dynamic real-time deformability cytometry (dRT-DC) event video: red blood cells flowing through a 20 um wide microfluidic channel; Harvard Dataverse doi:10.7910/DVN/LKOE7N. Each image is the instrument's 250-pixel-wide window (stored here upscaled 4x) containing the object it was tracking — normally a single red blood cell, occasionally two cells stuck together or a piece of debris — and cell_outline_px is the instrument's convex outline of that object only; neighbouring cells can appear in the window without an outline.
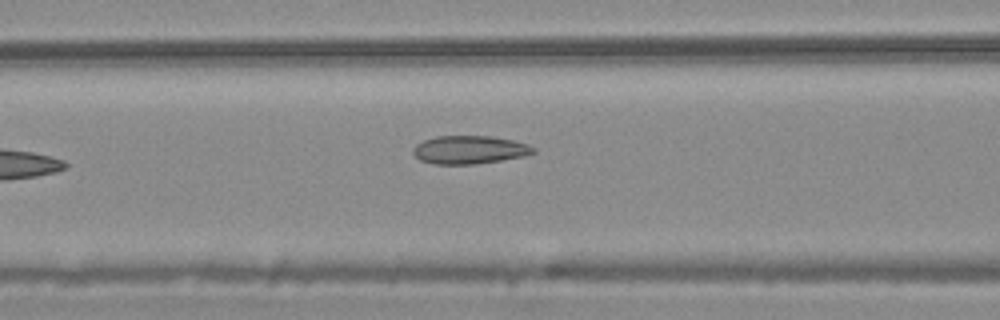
{"species": "common noctule bat (a hibernating species)", "species_latin": "Nyctalus noctula", "temperature_condition": "warm", "stored_images_in_passage": 8, "camera_frame_rate_fps": 3000, "um_per_image_px": 0.085, "animal": {"sex": "male", "body_mass_g": 20.4}, "frame": {"image": 1, "passage_image": 8, "time_ms": 2.333, "image_size_px": [1000, 320], "cell_outline_px": [[536, 152], [524, 156], [476, 164], [432, 164], [420, 160], [412, 152], [412, 148], [416, 144], [424, 140], [436, 136], [492, 136], [512, 140], [528, 144], [536, 148]], "centroid_in_image_um": [39.9, 12.73], "position_along_channel_um": 126.7, "area_um2": 19.83}}